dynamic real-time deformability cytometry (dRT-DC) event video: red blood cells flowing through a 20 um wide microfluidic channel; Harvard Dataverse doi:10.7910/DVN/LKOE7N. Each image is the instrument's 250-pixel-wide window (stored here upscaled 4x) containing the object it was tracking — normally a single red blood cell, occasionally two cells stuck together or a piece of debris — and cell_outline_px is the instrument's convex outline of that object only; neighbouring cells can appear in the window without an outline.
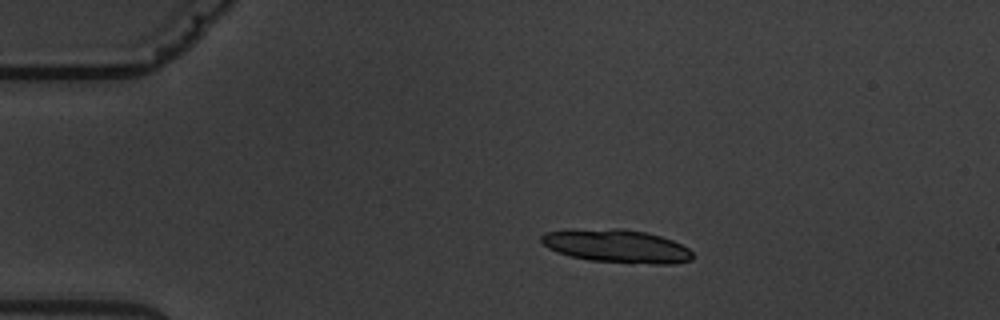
{"species": "common noctule bat (a hibernating species)", "species_latin": "Nyctalus noctula", "temperature_condition": "warm", "stored_images_in_passage": 6, "segment_of_instrument_passage": [1, 2], "camera_frame_rate_fps": 3000, "um_per_image_px": 0.085, "animal": {"sex": "male", "body_mass_g": 19.5, "forearm_length_mm": 54.6}, "frame": {"image": 1, "passage_image": 1, "time_ms": 0.0, "image_size_px": [1000, 320], "cell_outline_px": [[692, 260], [672, 264], [652, 264], [588, 260], [556, 252], [548, 248], [540, 240], [540, 236], [544, 232], [568, 228], [624, 228], [644, 232], [660, 236], [672, 240], [688, 248], [692, 252]], "centroid_in_image_um": [52.36, 20.89], "position_along_channel_um": 32.6, "area_um2": 29.65}}